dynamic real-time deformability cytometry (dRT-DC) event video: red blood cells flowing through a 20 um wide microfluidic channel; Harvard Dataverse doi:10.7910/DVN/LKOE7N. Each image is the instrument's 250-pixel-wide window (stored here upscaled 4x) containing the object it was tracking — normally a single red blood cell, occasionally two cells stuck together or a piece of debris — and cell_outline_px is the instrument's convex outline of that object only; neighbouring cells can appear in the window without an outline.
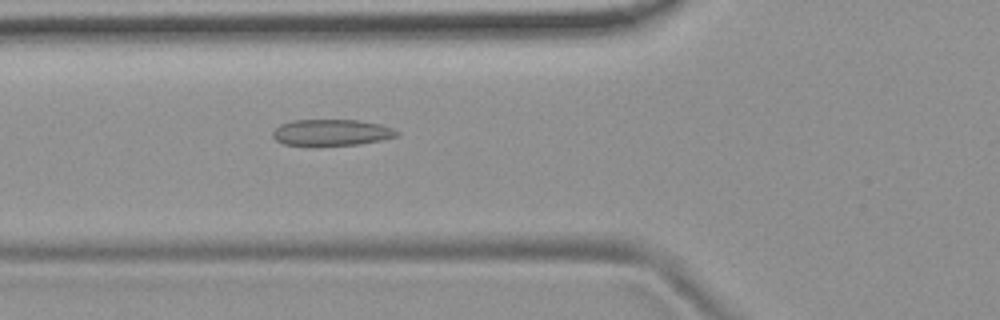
{"species": "common noctule bat (a hibernating species)", "species_latin": "Nyctalus noctula", "temperature_condition": "room temperature", "stored_images_in_passage": 45, "camera_frame_rate_fps": 3000, "um_per_image_px": 0.085, "animal": {"sex": "female", "body_mass_g": 19.9}, "frame": {"image": 1, "passage_image": 11, "time_ms": 3.333, "image_size_px": [1000, 320], "cell_outline_px": [[400, 132], [396, 136], [384, 140], [360, 144], [284, 144], [276, 140], [272, 136], [272, 132], [280, 124], [292, 120], [360, 120], [380, 124], [392, 128]], "centroid_in_image_um": [28.21, 11.24], "position_along_channel_um": 97.6, "area_um2": 18.73}}
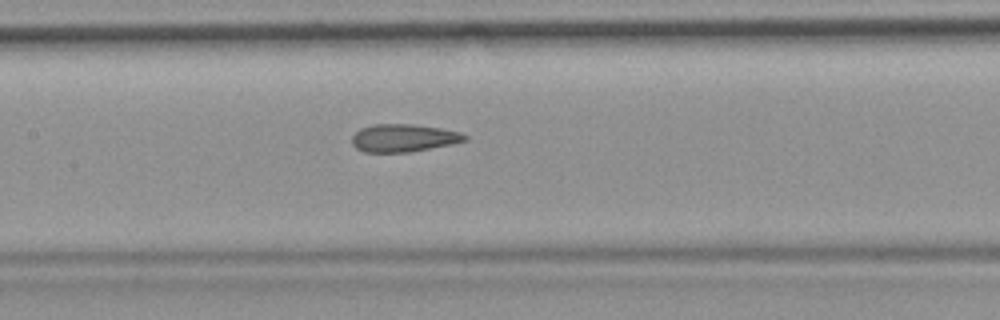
{"frame": {"image": 2, "passage_image": 17, "time_ms": 5.333, "image_size_px": [1000, 320], "cell_outline_px": [[468, 140], [408, 152], [364, 152], [356, 148], [352, 144], [352, 136], [360, 128], [372, 124], [412, 124], [440, 128], [460, 132], [468, 136]], "centroid_in_image_um": [34.26, 11.72], "position_along_channel_um": 173.1, "area_um2": 18.09}}
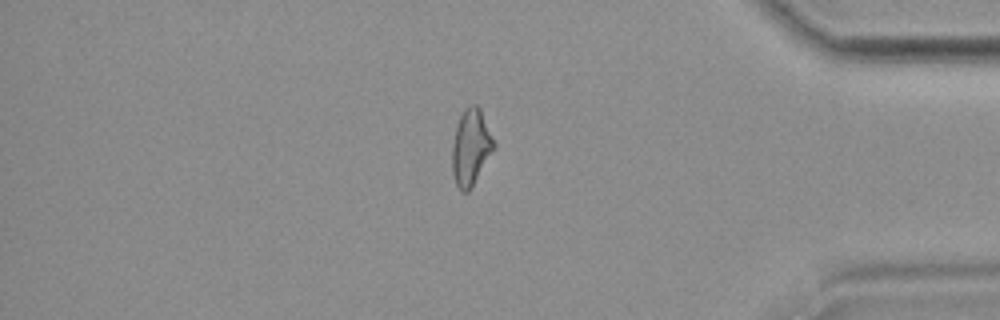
{"frame": {"image": 3, "passage_image": 37, "time_ms": 12.0, "image_size_px": [1000, 320], "cell_outline_px": [[496, 148], [468, 192], [460, 192], [456, 184], [452, 172], [452, 144], [456, 128], [460, 116], [464, 108], [468, 104], [476, 104], [480, 108], [496, 144]], "centroid_in_image_um": [40.03, 12.51], "position_along_channel_um": 395.2, "area_um2": 18.67}, "authors_computed_cell_mechanics": {"area_um2": 18.6694, "velocity_mm_per_s": 3.7601, "shape_relaxation_time_tau1_ms": null, "shape_relaxation_time_tau2_ms": 2.2539, "deformation_change_tau1": null, "deformation_change_tau2": 0.1087}}